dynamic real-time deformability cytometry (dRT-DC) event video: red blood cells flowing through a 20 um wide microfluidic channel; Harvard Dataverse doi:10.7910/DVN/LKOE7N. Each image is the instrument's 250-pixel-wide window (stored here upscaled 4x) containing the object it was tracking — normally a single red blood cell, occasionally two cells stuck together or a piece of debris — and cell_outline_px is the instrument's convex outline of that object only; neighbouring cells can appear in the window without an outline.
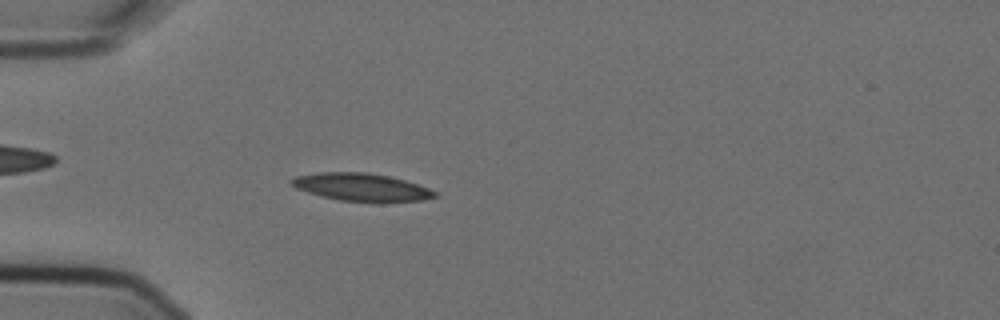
{"species": "Egyptian fruit bat (a non-hibernating species)", "species_latin": "Rousettus aegyptiacus", "temperature_condition": "cold", "stored_images_in_passage": 3, "camera_frame_rate_fps": 3000, "um_per_image_px": 0.085, "animal": {"sex": "female"}, "frame": {"image": 1, "passage_image": 3, "time_ms": 0.667, "image_size_px": [1000, 320], "cell_outline_px": [[440, 196], [420, 200], [384, 204], [376, 204], [340, 200], [308, 192], [296, 188], [288, 184], [288, 180], [296, 176], [320, 172], [368, 172], [388, 176], [404, 180], [440, 192]], "centroid_in_image_um": [30.77, 15.94], "position_along_channel_um": 54.2, "area_um2": 23.81}}